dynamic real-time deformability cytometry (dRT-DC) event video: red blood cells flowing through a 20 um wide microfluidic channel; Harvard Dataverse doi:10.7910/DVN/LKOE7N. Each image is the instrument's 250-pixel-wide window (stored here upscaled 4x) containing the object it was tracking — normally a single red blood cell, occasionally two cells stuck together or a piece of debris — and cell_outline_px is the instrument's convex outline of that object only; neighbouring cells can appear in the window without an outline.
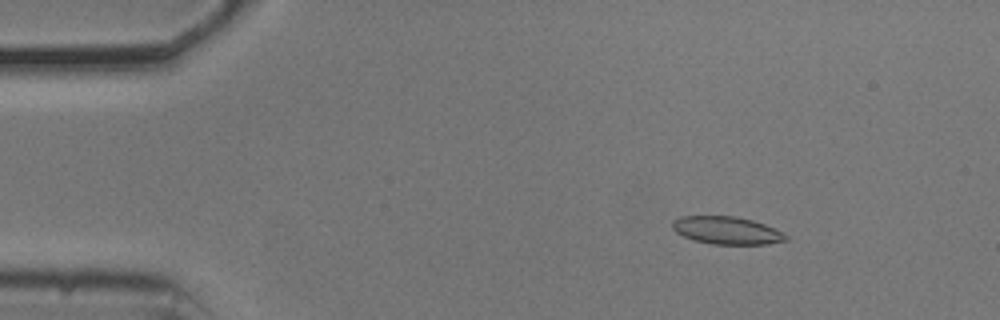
{"species": "common noctule bat (a hibernating species)", "species_latin": "Nyctalus noctula", "temperature_condition": "cold", "stored_images_in_passage": 55, "camera_frame_rate_fps": 3000, "um_per_image_px": 0.085, "animal": {"sex": "male", "body_mass_g": 20.5, "forearm_length_mm": 52.5}, "frame": {"image": 1, "passage_image": 7, "time_ms": 2.0, "image_size_px": [1000, 320], "cell_outline_px": [[788, 240], [768, 244], [712, 244], [696, 240], [684, 236], [676, 232], [672, 228], [672, 220], [680, 216], [732, 216], [752, 220], [764, 224], [788, 236]], "centroid_in_image_um": [61.75, 19.58], "position_along_channel_um": 23.3, "area_um2": 18.09}}
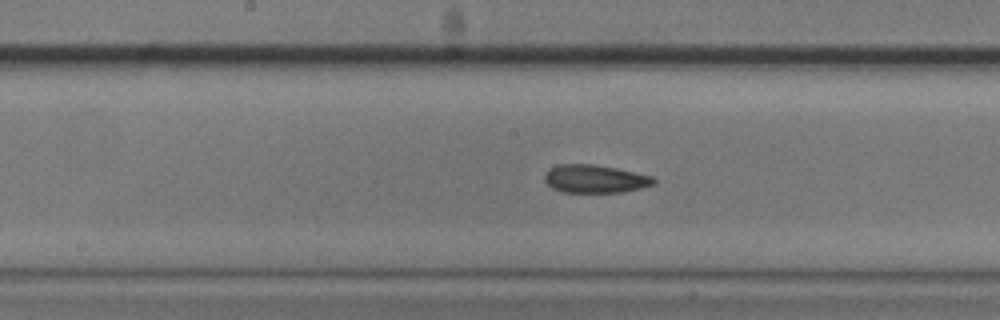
{"frame": {"image": 2, "passage_image": 27, "time_ms": 8.667, "image_size_px": [1000, 320], "cell_outline_px": [[656, 184], [624, 192], [560, 192], [552, 188], [544, 180], [544, 176], [552, 168], [560, 164], [592, 164], [616, 168], [652, 176], [656, 180]], "centroid_in_image_um": [50.6, 15.21], "position_along_channel_um": 197.6, "area_um2": 17.74}}
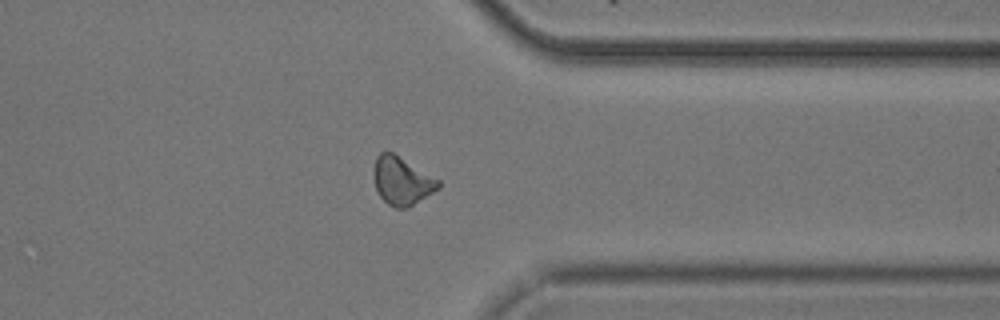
{"frame": {"image": 3, "passage_image": 42, "time_ms": 13.667, "image_size_px": [1000, 320], "cell_outline_px": [[440, 188], [408, 208], [396, 208], [388, 204], [380, 196], [376, 188], [372, 176], [372, 168], [376, 156], [380, 152], [392, 152], [440, 180]], "centroid_in_image_um": [34.13, 15.37], "position_along_channel_um": 377.3, "area_um2": 18.21}, "authors_computed_cell_mechanics": {"area_um2": 18.0914, "velocity_mm_per_s": 3.7025, "shape_relaxation_time_tau1_ms": null, "shape_relaxation_time_tau2_ms": 6.1633, "deformation_change_tau1": null, "deformation_change_tau2": 0.1346}}